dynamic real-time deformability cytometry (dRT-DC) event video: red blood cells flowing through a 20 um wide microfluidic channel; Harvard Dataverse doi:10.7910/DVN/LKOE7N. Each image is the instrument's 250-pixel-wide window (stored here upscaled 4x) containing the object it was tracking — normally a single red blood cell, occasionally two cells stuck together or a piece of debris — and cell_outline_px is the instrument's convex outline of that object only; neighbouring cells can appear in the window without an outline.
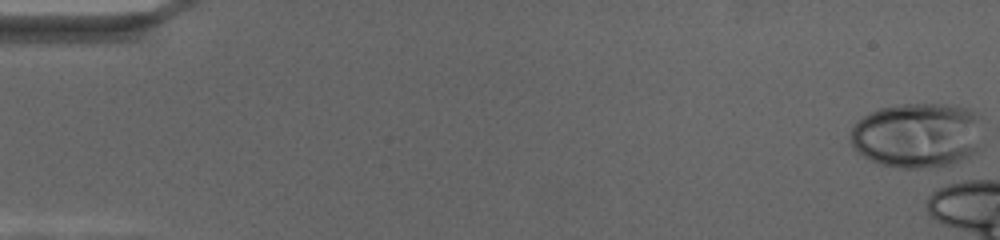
{"species": "human", "species_latin": "Homo sapiens", "temperature_condition": "cold", "stored_images_in_passage": 6, "camera_frame_rate_fps": 3000, "um_per_image_px": 0.085, "donor": {"sex": "female"}, "frame": {"image": 1, "passage_image": 1, "time_ms": 0.0, "image_size_px": [1000, 240], "cell_outline_px": [[984, 148], [960, 160], [948, 164], [920, 168], [900, 168], [880, 164], [864, 156], [852, 148], [848, 136], [856, 120], [880, 108], [904, 104], [956, 104], [968, 108], [976, 112], [980, 116]], "centroid_in_image_um": [78.02, 11.48], "position_along_channel_um": 7.0, "area_um2": 51.1}}